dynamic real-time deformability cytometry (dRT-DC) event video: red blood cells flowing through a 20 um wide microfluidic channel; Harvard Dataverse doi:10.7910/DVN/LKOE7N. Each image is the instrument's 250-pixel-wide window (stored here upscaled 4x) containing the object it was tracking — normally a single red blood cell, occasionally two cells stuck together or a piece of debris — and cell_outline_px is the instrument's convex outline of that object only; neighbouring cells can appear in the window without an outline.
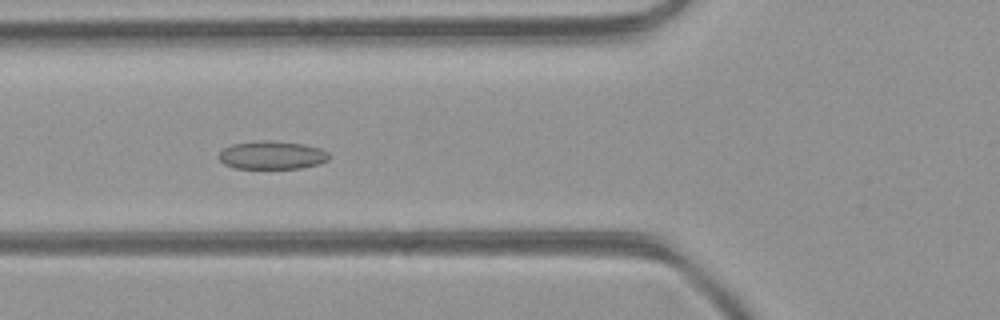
{"species": "common noctule bat (a hibernating species)", "species_latin": "Nyctalus noctula", "temperature_condition": "room temperature", "stored_images_in_passage": 5, "camera_frame_rate_fps": 3000, "um_per_image_px": 0.085, "animal": {"sex": "female", "body_mass_g": 21.9}, "frame": {"image": 1, "passage_image": 5, "time_ms": 1.333, "image_size_px": [1000, 320], "cell_outline_px": [[332, 156], [328, 160], [320, 164], [304, 168], [236, 168], [224, 164], [220, 160], [220, 152], [224, 148], [232, 144], [264, 140], [268, 140], [304, 144], [320, 148], [328, 152]], "centroid_in_image_um": [23.18, 13.19], "position_along_channel_um": 102.6, "area_um2": 18.15}}